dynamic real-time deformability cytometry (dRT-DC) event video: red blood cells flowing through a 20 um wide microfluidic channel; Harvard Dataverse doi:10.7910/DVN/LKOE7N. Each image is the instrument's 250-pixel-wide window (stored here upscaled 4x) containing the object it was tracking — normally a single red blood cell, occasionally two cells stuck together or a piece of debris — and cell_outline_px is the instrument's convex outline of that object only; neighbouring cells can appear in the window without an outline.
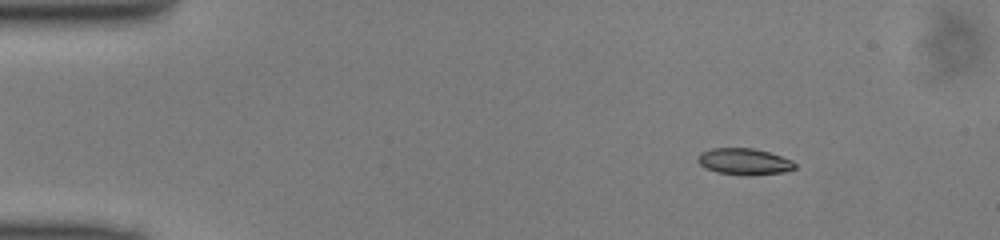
{"species": "common noctule bat (a hibernating species)", "species_latin": "Nyctalus noctula", "temperature_condition": "cold", "stored_images_in_passage": 48, "camera_frame_rate_fps": 3000, "um_per_image_px": 0.085, "animal": {"sex": "male", "body_mass_g": 13.0, "forearm_length_mm": 53.1}, "frame": {"image": 1, "passage_image": 6, "time_ms": 1.667, "image_size_px": [1000, 240], "cell_outline_px": [[796, 168], [784, 172], [752, 176], [744, 176], [716, 172], [704, 168], [696, 160], [696, 156], [700, 152], [712, 148], [752, 148], [768, 152], [792, 160], [796, 164]], "centroid_in_image_um": [63.22, 13.75], "position_along_channel_um": 21.8, "area_um2": 15.26}}
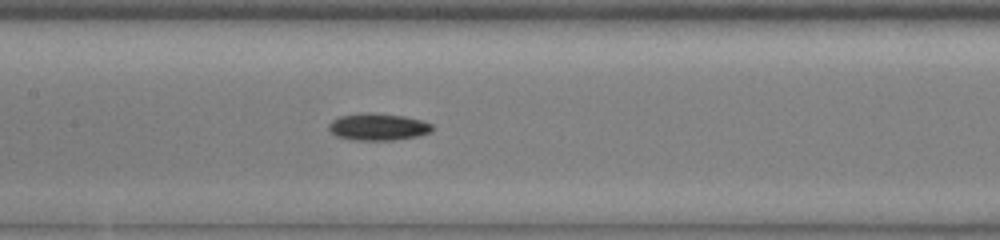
{"frame": {"image": 2, "passage_image": 23, "time_ms": 7.333, "image_size_px": [1000, 240], "cell_outline_px": [[432, 132], [416, 136], [392, 140], [356, 140], [336, 136], [328, 128], [328, 124], [332, 120], [340, 116], [364, 112], [372, 112], [404, 116], [420, 120], [432, 124]], "centroid_in_image_um": [32.11, 10.77], "position_along_channel_um": 175.3, "area_um2": 16.24}}
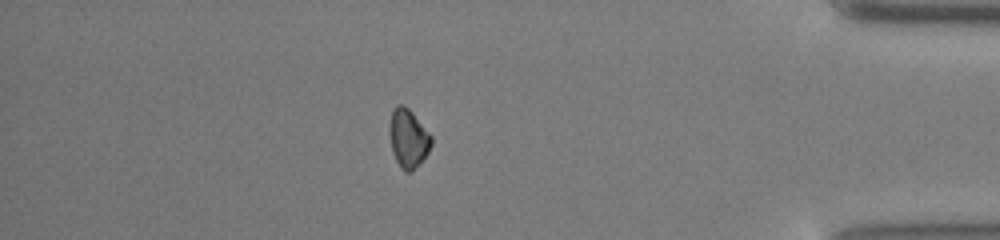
{"frame": {"image": 3, "passage_image": 42, "time_ms": 13.667, "image_size_px": [1000, 240], "cell_outline_px": [[432, 144], [428, 152], [412, 172], [404, 172], [400, 168], [392, 152], [388, 132], [388, 124], [392, 108], [396, 104], [404, 104], [412, 112], [432, 136]], "centroid_in_image_um": [34.66, 11.74], "position_along_channel_um": 400.5, "area_um2": 14.62}}